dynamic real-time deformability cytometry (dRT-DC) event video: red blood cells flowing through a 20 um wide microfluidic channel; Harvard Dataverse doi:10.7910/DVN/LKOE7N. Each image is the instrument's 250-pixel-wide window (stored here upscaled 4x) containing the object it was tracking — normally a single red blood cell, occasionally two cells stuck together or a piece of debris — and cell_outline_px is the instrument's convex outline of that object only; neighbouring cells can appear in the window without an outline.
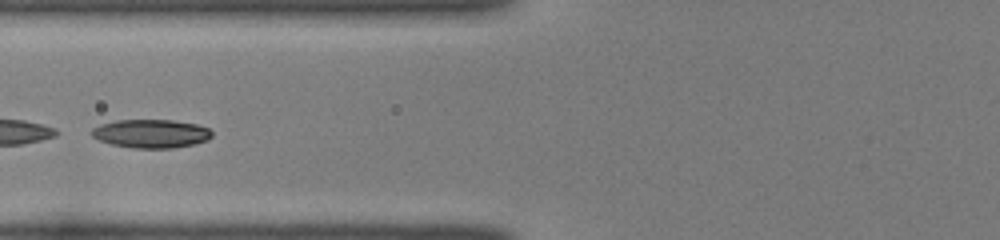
{"species": "common noctule bat (a hibernating species)", "species_latin": "Nyctalus noctula", "temperature_condition": "room temperature", "stored_images_in_passage": 44, "camera_frame_rate_fps": 3000, "um_per_image_px": 0.085, "animal": {"sex": "female", "body_mass_g": 22.0, "forearm_length_mm": 56.7}, "frame": {"image": 1, "passage_image": 17, "time_ms": 5.333, "image_size_px": [1000, 240], "cell_outline_px": [[212, 136], [208, 140], [192, 144], [172, 148], [132, 148], [112, 144], [100, 140], [92, 136], [92, 128], [100, 124], [116, 120], [172, 120], [196, 124], [208, 128], [212, 132]], "centroid_in_image_um": [12.84, 11.35], "position_along_channel_um": 113.0, "area_um2": 19.88}}
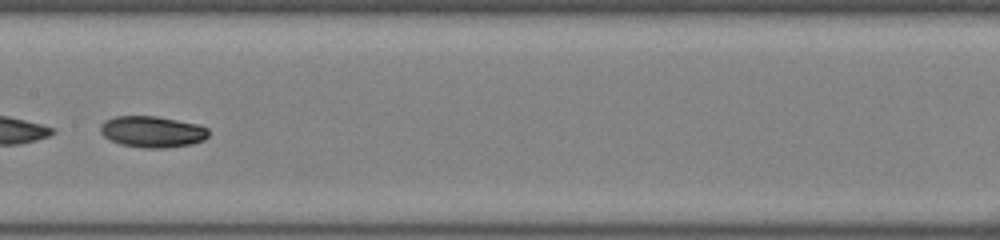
{"frame": {"image": 2, "passage_image": 23, "time_ms": 7.333, "image_size_px": [1000, 240], "cell_outline_px": [[208, 136], [204, 140], [192, 144], [164, 148], [144, 148], [120, 144], [104, 136], [100, 132], [100, 124], [104, 120], [116, 116], [156, 116], [200, 124], [208, 128]], "centroid_in_image_um": [12.95, 11.19], "position_along_channel_um": 194.4, "area_um2": 19.88}}
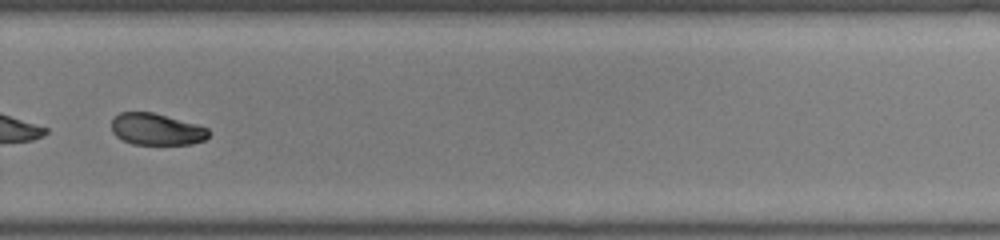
{"frame": {"image": 3, "passage_image": 32, "time_ms": 10.333, "image_size_px": [1000, 240], "cell_outline_px": [[208, 136], [204, 140], [192, 144], [132, 144], [116, 136], [112, 132], [112, 120], [120, 112], [152, 112], [196, 124], [208, 128]], "centroid_in_image_um": [13.29, 10.99], "position_along_channel_um": 316.5, "area_um2": 17.74}, "authors_computed_cell_mechanics": {"area_um2": 20.2589, "velocity_mm_per_s": 4.0726, "shape_relaxation_time_tau1_ms": 2.9472, "shape_relaxation_time_tau2_ms": 10.8438, "deformation_change_tau1": 0.108, "deformation_change_tau2": 0.1351}}